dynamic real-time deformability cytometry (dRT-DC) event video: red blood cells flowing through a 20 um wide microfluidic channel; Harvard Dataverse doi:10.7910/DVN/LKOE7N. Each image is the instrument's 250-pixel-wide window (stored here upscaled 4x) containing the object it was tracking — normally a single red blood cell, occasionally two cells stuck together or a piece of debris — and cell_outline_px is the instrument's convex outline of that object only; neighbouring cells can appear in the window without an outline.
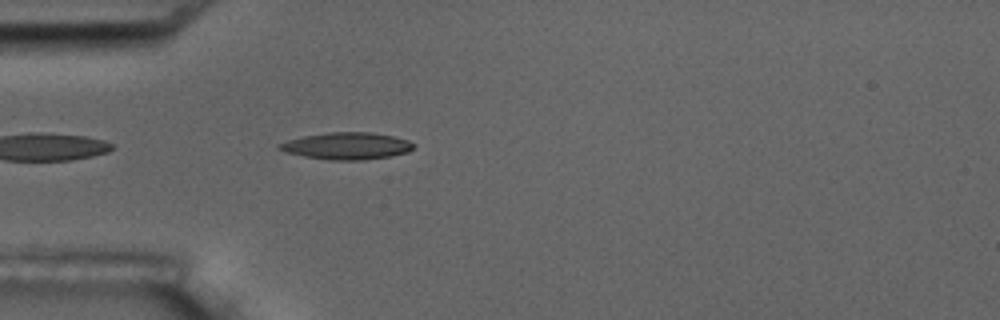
{"species": "common noctule bat (a hibernating species)", "species_latin": "Nyctalus noctula", "temperature_condition": "room temperature", "stored_images_in_passage": 1, "camera_frame_rate_fps": 3000, "um_per_image_px": 0.085, "animal": {"sex": "male", "body_mass_g": 17.5, "forearm_length_mm": 52.3}, "frame": {"image": 1, "passage_image": 1, "time_ms": 0.0, "image_size_px": [1000, 320], "cell_outline_px": [[412, 148], [408, 152], [392, 156], [364, 160], [328, 160], [304, 156], [288, 152], [276, 148], [276, 144], [288, 140], [304, 136], [328, 132], [372, 132], [392, 136], [408, 140], [412, 144]], "centroid_in_image_um": [29.46, 12.4], "position_along_channel_um": 55.5, "area_um2": 21.04}}